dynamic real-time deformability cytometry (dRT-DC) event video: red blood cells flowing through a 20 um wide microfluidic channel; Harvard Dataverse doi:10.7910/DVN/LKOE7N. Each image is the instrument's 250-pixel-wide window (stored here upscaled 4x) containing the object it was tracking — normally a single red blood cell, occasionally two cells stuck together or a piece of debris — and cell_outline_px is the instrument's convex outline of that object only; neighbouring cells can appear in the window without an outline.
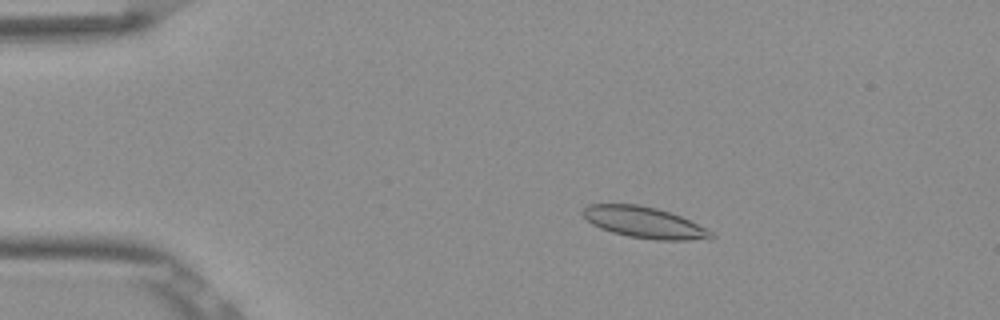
{"species": "Egyptian fruit bat (a non-hibernating species)", "species_latin": "Rousettus aegyptiacus", "temperature_condition": "room temperature", "stored_images_in_passage": 53, "camera_frame_rate_fps": 3000, "um_per_image_px": 0.085, "frame": {"image": 1, "passage_image": 10, "time_ms": 3.0, "image_size_px": [1000, 320], "cell_outline_px": [[716, 236], [712, 240], [656, 240], [628, 236], [612, 232], [600, 228], [592, 224], [580, 212], [588, 204], [640, 204], [656, 208], [680, 216], [708, 228]], "centroid_in_image_um": [54.81, 18.92], "position_along_channel_um": 30.2, "area_um2": 23.52}}
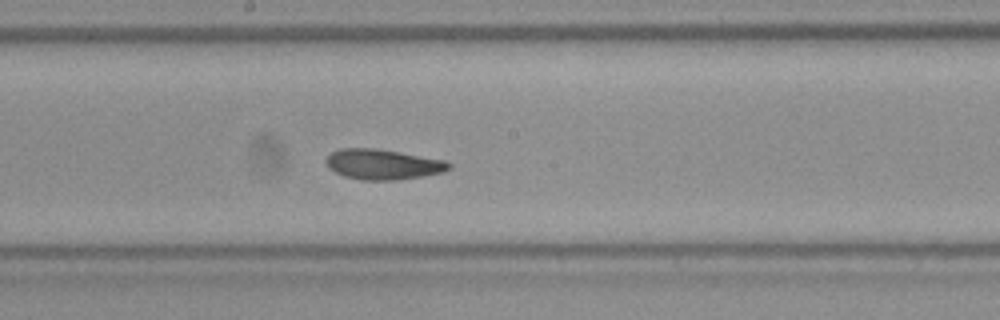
{"frame": {"image": 2, "passage_image": 29, "time_ms": 9.333, "image_size_px": [1000, 320], "cell_outline_px": [[452, 168], [444, 172], [424, 176], [400, 180], [360, 180], [344, 176], [328, 168], [324, 160], [332, 152], [340, 148], [376, 148], [448, 160], [452, 164]], "centroid_in_image_um": [32.59, 13.97], "position_along_channel_um": 215.6, "area_um2": 22.08}}
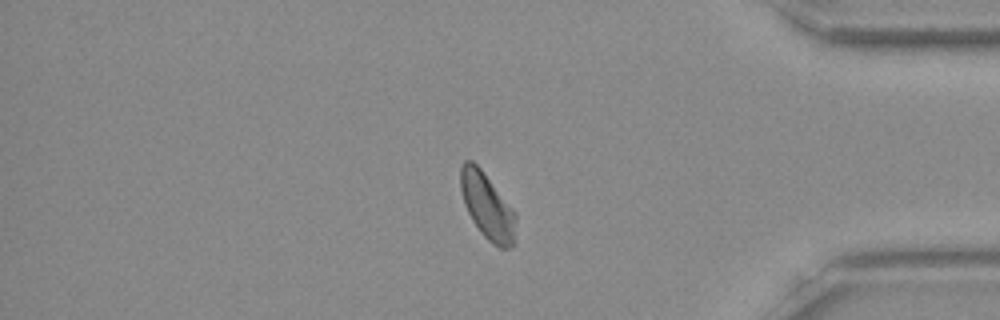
{"frame": {"image": 3, "passage_image": 45, "time_ms": 14.667, "image_size_px": [1000, 320], "cell_outline_px": [[516, 220], [512, 248], [500, 248], [492, 244], [480, 232], [472, 220], [464, 204], [460, 188], [460, 168], [464, 160], [472, 160], [480, 168], [516, 212]], "centroid_in_image_um": [41.41, 17.52], "position_along_channel_um": 393.8, "area_um2": 21.21}, "authors_computed_cell_mechanics": {"area_um2": 21.6172, "velocity_mm_per_s": 3.8316, "shape_relaxation_time_tau1_ms": null, "shape_relaxation_time_tau2_ms": 2.0583, "deformation_change_tau1": null, "deformation_change_tau2": 0.0746}}